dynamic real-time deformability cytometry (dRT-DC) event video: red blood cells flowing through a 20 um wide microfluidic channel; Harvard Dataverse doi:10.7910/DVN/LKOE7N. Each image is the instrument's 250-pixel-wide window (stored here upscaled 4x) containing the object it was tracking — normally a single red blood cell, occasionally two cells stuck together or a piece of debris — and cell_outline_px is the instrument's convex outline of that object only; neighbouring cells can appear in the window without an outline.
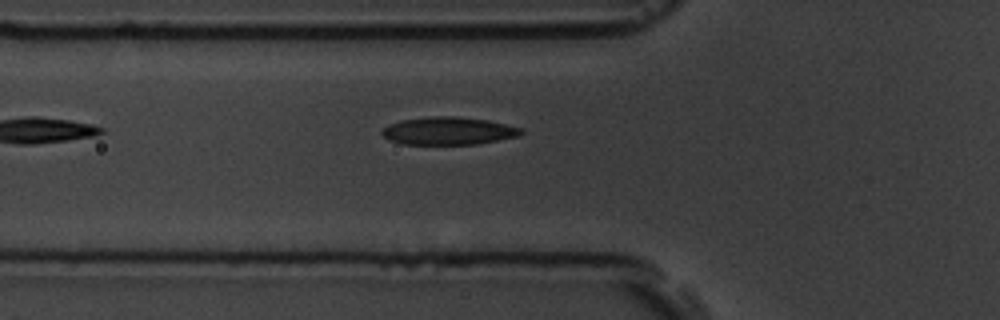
{"species": "common noctule bat (a hibernating species)", "species_latin": "Nyctalus noctula", "temperature_condition": "room temperature", "stored_images_in_passage": 2, "camera_frame_rate_fps": 3000, "um_per_image_px": 0.085, "animal": {"sex": "male", "body_mass_g": 19.5, "forearm_length_mm": 54.6}, "frame": {"image": 1, "passage_image": 2, "time_ms": 1.333, "image_size_px": [1000, 320], "cell_outline_px": [[524, 132], [520, 136], [476, 144], [400, 144], [388, 140], [380, 132], [388, 124], [400, 120], [432, 116], [456, 116], [488, 120], [524, 128]], "centroid_in_image_um": [38.12, 11.12], "position_along_channel_um": 87.7, "area_um2": 22.72}}